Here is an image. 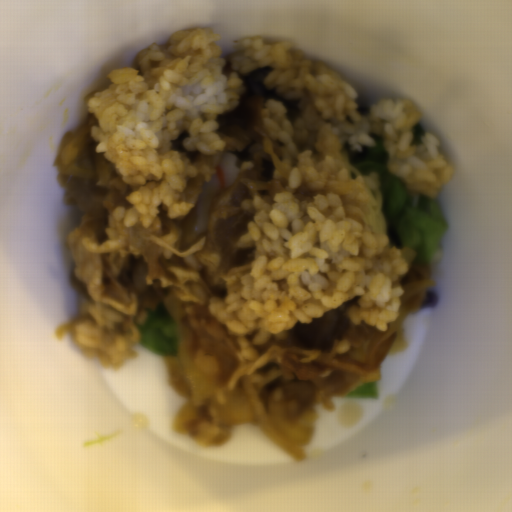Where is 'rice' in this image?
<instances>
[{"mask_svg": "<svg viewBox=\"0 0 512 512\" xmlns=\"http://www.w3.org/2000/svg\"><path fill=\"white\" fill-rule=\"evenodd\" d=\"M208 26L176 31L165 44H151L130 66L111 70L110 85L89 98L87 107L99 123L91 135L95 151L112 162L133 192L129 208L114 207L112 216L125 226L141 222L160 227L158 205L169 218L190 212L191 202L178 201L188 178L198 171L182 152L171 150L182 131L187 149L216 155L226 143L216 130L217 116L238 106L239 75L273 67L266 86L307 88L325 124L312 151L299 155L283 192L270 204L253 199L256 213L239 242L256 247L252 261L234 267L226 277V297L210 298L209 311L231 331L245 360L273 335L296 323L320 319L353 297L352 324L366 323L385 331L396 321L404 290L397 281L416 257L408 248L390 246L382 211L379 174H362L342 154L374 146L370 134L383 138L388 171L408 190L435 197L451 181L453 164L439 151L432 134L412 145L422 113L405 98H389L366 115L358 110V92L323 62L300 56L288 42L246 38L232 53V70Z\"/></svg>", "mask_w": 512, "mask_h": 512, "instance_id": "1", "label": "rice"}, {"mask_svg": "<svg viewBox=\"0 0 512 512\" xmlns=\"http://www.w3.org/2000/svg\"><path fill=\"white\" fill-rule=\"evenodd\" d=\"M261 114L264 126L269 130L271 138H276L287 145L293 143L294 126L286 115L283 103L269 99L266 106L261 110Z\"/></svg>", "mask_w": 512, "mask_h": 512, "instance_id": "2", "label": "rice"}]
</instances>
